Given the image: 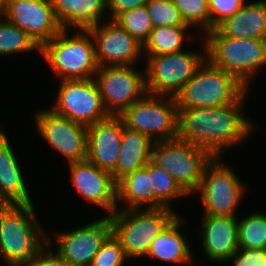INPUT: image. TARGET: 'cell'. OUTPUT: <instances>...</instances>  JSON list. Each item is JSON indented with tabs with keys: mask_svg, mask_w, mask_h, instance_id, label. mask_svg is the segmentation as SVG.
Returning <instances> with one entry per match:
<instances>
[{
	"mask_svg": "<svg viewBox=\"0 0 266 266\" xmlns=\"http://www.w3.org/2000/svg\"><path fill=\"white\" fill-rule=\"evenodd\" d=\"M191 27H154L143 44V55L158 56L182 51Z\"/></svg>",
	"mask_w": 266,
	"mask_h": 266,
	"instance_id": "26",
	"label": "cell"
},
{
	"mask_svg": "<svg viewBox=\"0 0 266 266\" xmlns=\"http://www.w3.org/2000/svg\"><path fill=\"white\" fill-rule=\"evenodd\" d=\"M200 227L201 249L212 262L229 261L238 249L237 216L205 215Z\"/></svg>",
	"mask_w": 266,
	"mask_h": 266,
	"instance_id": "19",
	"label": "cell"
},
{
	"mask_svg": "<svg viewBox=\"0 0 266 266\" xmlns=\"http://www.w3.org/2000/svg\"><path fill=\"white\" fill-rule=\"evenodd\" d=\"M57 91L54 107L50 109L58 115L87 127L109 116L94 78L61 80Z\"/></svg>",
	"mask_w": 266,
	"mask_h": 266,
	"instance_id": "12",
	"label": "cell"
},
{
	"mask_svg": "<svg viewBox=\"0 0 266 266\" xmlns=\"http://www.w3.org/2000/svg\"><path fill=\"white\" fill-rule=\"evenodd\" d=\"M245 217L238 223V248L266 249V213L253 211Z\"/></svg>",
	"mask_w": 266,
	"mask_h": 266,
	"instance_id": "29",
	"label": "cell"
},
{
	"mask_svg": "<svg viewBox=\"0 0 266 266\" xmlns=\"http://www.w3.org/2000/svg\"><path fill=\"white\" fill-rule=\"evenodd\" d=\"M1 15L26 31L40 48L63 30L50 0H3Z\"/></svg>",
	"mask_w": 266,
	"mask_h": 266,
	"instance_id": "15",
	"label": "cell"
},
{
	"mask_svg": "<svg viewBox=\"0 0 266 266\" xmlns=\"http://www.w3.org/2000/svg\"><path fill=\"white\" fill-rule=\"evenodd\" d=\"M62 30L40 48L48 66L61 80L91 79L98 71L95 43L89 30Z\"/></svg>",
	"mask_w": 266,
	"mask_h": 266,
	"instance_id": "4",
	"label": "cell"
},
{
	"mask_svg": "<svg viewBox=\"0 0 266 266\" xmlns=\"http://www.w3.org/2000/svg\"><path fill=\"white\" fill-rule=\"evenodd\" d=\"M51 237L48 236V243L39 251L29 266H70L57 252L52 250Z\"/></svg>",
	"mask_w": 266,
	"mask_h": 266,
	"instance_id": "36",
	"label": "cell"
},
{
	"mask_svg": "<svg viewBox=\"0 0 266 266\" xmlns=\"http://www.w3.org/2000/svg\"><path fill=\"white\" fill-rule=\"evenodd\" d=\"M114 21L141 44H144L153 29L146 5L121 13Z\"/></svg>",
	"mask_w": 266,
	"mask_h": 266,
	"instance_id": "30",
	"label": "cell"
},
{
	"mask_svg": "<svg viewBox=\"0 0 266 266\" xmlns=\"http://www.w3.org/2000/svg\"><path fill=\"white\" fill-rule=\"evenodd\" d=\"M184 217L177 215L152 242L145 257L160 260L163 263L193 264V253L187 237L181 232Z\"/></svg>",
	"mask_w": 266,
	"mask_h": 266,
	"instance_id": "22",
	"label": "cell"
},
{
	"mask_svg": "<svg viewBox=\"0 0 266 266\" xmlns=\"http://www.w3.org/2000/svg\"><path fill=\"white\" fill-rule=\"evenodd\" d=\"M33 50H37L40 54V47L26 31L0 15V56L28 53Z\"/></svg>",
	"mask_w": 266,
	"mask_h": 266,
	"instance_id": "28",
	"label": "cell"
},
{
	"mask_svg": "<svg viewBox=\"0 0 266 266\" xmlns=\"http://www.w3.org/2000/svg\"><path fill=\"white\" fill-rule=\"evenodd\" d=\"M153 143L144 133L124 127L118 161L110 172L113 180L117 183L127 174L145 167L151 160Z\"/></svg>",
	"mask_w": 266,
	"mask_h": 266,
	"instance_id": "24",
	"label": "cell"
},
{
	"mask_svg": "<svg viewBox=\"0 0 266 266\" xmlns=\"http://www.w3.org/2000/svg\"><path fill=\"white\" fill-rule=\"evenodd\" d=\"M222 161V157H216L205 166L196 191L201 195L204 215L236 216L237 206L245 195L244 182Z\"/></svg>",
	"mask_w": 266,
	"mask_h": 266,
	"instance_id": "10",
	"label": "cell"
},
{
	"mask_svg": "<svg viewBox=\"0 0 266 266\" xmlns=\"http://www.w3.org/2000/svg\"><path fill=\"white\" fill-rule=\"evenodd\" d=\"M146 8L153 28L164 26L190 27L185 23L172 0H148Z\"/></svg>",
	"mask_w": 266,
	"mask_h": 266,
	"instance_id": "32",
	"label": "cell"
},
{
	"mask_svg": "<svg viewBox=\"0 0 266 266\" xmlns=\"http://www.w3.org/2000/svg\"><path fill=\"white\" fill-rule=\"evenodd\" d=\"M247 91L236 103L222 107L178 109V138L206 150L213 158L246 141L255 131L244 114Z\"/></svg>",
	"mask_w": 266,
	"mask_h": 266,
	"instance_id": "1",
	"label": "cell"
},
{
	"mask_svg": "<svg viewBox=\"0 0 266 266\" xmlns=\"http://www.w3.org/2000/svg\"><path fill=\"white\" fill-rule=\"evenodd\" d=\"M148 0H106V7L111 20L119 14L146 5Z\"/></svg>",
	"mask_w": 266,
	"mask_h": 266,
	"instance_id": "37",
	"label": "cell"
},
{
	"mask_svg": "<svg viewBox=\"0 0 266 266\" xmlns=\"http://www.w3.org/2000/svg\"><path fill=\"white\" fill-rule=\"evenodd\" d=\"M113 235L111 215L56 235L57 252L70 266H90L100 246Z\"/></svg>",
	"mask_w": 266,
	"mask_h": 266,
	"instance_id": "14",
	"label": "cell"
},
{
	"mask_svg": "<svg viewBox=\"0 0 266 266\" xmlns=\"http://www.w3.org/2000/svg\"><path fill=\"white\" fill-rule=\"evenodd\" d=\"M16 154L0 127V205L32 204Z\"/></svg>",
	"mask_w": 266,
	"mask_h": 266,
	"instance_id": "20",
	"label": "cell"
},
{
	"mask_svg": "<svg viewBox=\"0 0 266 266\" xmlns=\"http://www.w3.org/2000/svg\"><path fill=\"white\" fill-rule=\"evenodd\" d=\"M248 90L235 75L205 59L174 98L178 109L222 107L236 103Z\"/></svg>",
	"mask_w": 266,
	"mask_h": 266,
	"instance_id": "5",
	"label": "cell"
},
{
	"mask_svg": "<svg viewBox=\"0 0 266 266\" xmlns=\"http://www.w3.org/2000/svg\"><path fill=\"white\" fill-rule=\"evenodd\" d=\"M232 266H266V249H237L229 259Z\"/></svg>",
	"mask_w": 266,
	"mask_h": 266,
	"instance_id": "35",
	"label": "cell"
},
{
	"mask_svg": "<svg viewBox=\"0 0 266 266\" xmlns=\"http://www.w3.org/2000/svg\"><path fill=\"white\" fill-rule=\"evenodd\" d=\"M50 3L64 30H89L108 15L106 0H50Z\"/></svg>",
	"mask_w": 266,
	"mask_h": 266,
	"instance_id": "21",
	"label": "cell"
},
{
	"mask_svg": "<svg viewBox=\"0 0 266 266\" xmlns=\"http://www.w3.org/2000/svg\"><path fill=\"white\" fill-rule=\"evenodd\" d=\"M173 209H117L111 214L113 235L129 259L142 258L159 233L177 216Z\"/></svg>",
	"mask_w": 266,
	"mask_h": 266,
	"instance_id": "6",
	"label": "cell"
},
{
	"mask_svg": "<svg viewBox=\"0 0 266 266\" xmlns=\"http://www.w3.org/2000/svg\"><path fill=\"white\" fill-rule=\"evenodd\" d=\"M134 66H103L94 75L104 109L109 115L119 116L147 93L145 69L139 72Z\"/></svg>",
	"mask_w": 266,
	"mask_h": 266,
	"instance_id": "11",
	"label": "cell"
},
{
	"mask_svg": "<svg viewBox=\"0 0 266 266\" xmlns=\"http://www.w3.org/2000/svg\"><path fill=\"white\" fill-rule=\"evenodd\" d=\"M70 180L78 194L86 202L114 213L117 202V183L109 171L98 168L88 160L69 163ZM119 204V205H118Z\"/></svg>",
	"mask_w": 266,
	"mask_h": 266,
	"instance_id": "17",
	"label": "cell"
},
{
	"mask_svg": "<svg viewBox=\"0 0 266 266\" xmlns=\"http://www.w3.org/2000/svg\"><path fill=\"white\" fill-rule=\"evenodd\" d=\"M117 201L125 204L124 207L117 209H155L149 163L117 182Z\"/></svg>",
	"mask_w": 266,
	"mask_h": 266,
	"instance_id": "25",
	"label": "cell"
},
{
	"mask_svg": "<svg viewBox=\"0 0 266 266\" xmlns=\"http://www.w3.org/2000/svg\"><path fill=\"white\" fill-rule=\"evenodd\" d=\"M2 3H3V0H0V15L2 13Z\"/></svg>",
	"mask_w": 266,
	"mask_h": 266,
	"instance_id": "38",
	"label": "cell"
},
{
	"mask_svg": "<svg viewBox=\"0 0 266 266\" xmlns=\"http://www.w3.org/2000/svg\"><path fill=\"white\" fill-rule=\"evenodd\" d=\"M206 59L214 66L235 75L246 87L266 65V38L235 39L217 28L204 34Z\"/></svg>",
	"mask_w": 266,
	"mask_h": 266,
	"instance_id": "3",
	"label": "cell"
},
{
	"mask_svg": "<svg viewBox=\"0 0 266 266\" xmlns=\"http://www.w3.org/2000/svg\"><path fill=\"white\" fill-rule=\"evenodd\" d=\"M210 30L216 28L226 18L233 16L246 3L245 0H208Z\"/></svg>",
	"mask_w": 266,
	"mask_h": 266,
	"instance_id": "34",
	"label": "cell"
},
{
	"mask_svg": "<svg viewBox=\"0 0 266 266\" xmlns=\"http://www.w3.org/2000/svg\"><path fill=\"white\" fill-rule=\"evenodd\" d=\"M149 175H152L155 209L162 207L173 209L171 201L189 195L170 173L155 165L151 160L149 161Z\"/></svg>",
	"mask_w": 266,
	"mask_h": 266,
	"instance_id": "27",
	"label": "cell"
},
{
	"mask_svg": "<svg viewBox=\"0 0 266 266\" xmlns=\"http://www.w3.org/2000/svg\"><path fill=\"white\" fill-rule=\"evenodd\" d=\"M33 203L0 205V258L7 266H29L48 243Z\"/></svg>",
	"mask_w": 266,
	"mask_h": 266,
	"instance_id": "2",
	"label": "cell"
},
{
	"mask_svg": "<svg viewBox=\"0 0 266 266\" xmlns=\"http://www.w3.org/2000/svg\"><path fill=\"white\" fill-rule=\"evenodd\" d=\"M95 43L99 67L135 65L143 56V44L114 20L108 19L89 29Z\"/></svg>",
	"mask_w": 266,
	"mask_h": 266,
	"instance_id": "16",
	"label": "cell"
},
{
	"mask_svg": "<svg viewBox=\"0 0 266 266\" xmlns=\"http://www.w3.org/2000/svg\"><path fill=\"white\" fill-rule=\"evenodd\" d=\"M216 28L224 36L235 39L266 38V0L246 2L238 12Z\"/></svg>",
	"mask_w": 266,
	"mask_h": 266,
	"instance_id": "23",
	"label": "cell"
},
{
	"mask_svg": "<svg viewBox=\"0 0 266 266\" xmlns=\"http://www.w3.org/2000/svg\"><path fill=\"white\" fill-rule=\"evenodd\" d=\"M202 46V53L183 49L175 53L145 56L147 93L174 98L206 59L203 40Z\"/></svg>",
	"mask_w": 266,
	"mask_h": 266,
	"instance_id": "8",
	"label": "cell"
},
{
	"mask_svg": "<svg viewBox=\"0 0 266 266\" xmlns=\"http://www.w3.org/2000/svg\"><path fill=\"white\" fill-rule=\"evenodd\" d=\"M129 258L126 256L120 241L112 235L100 246L90 266H123Z\"/></svg>",
	"mask_w": 266,
	"mask_h": 266,
	"instance_id": "33",
	"label": "cell"
},
{
	"mask_svg": "<svg viewBox=\"0 0 266 266\" xmlns=\"http://www.w3.org/2000/svg\"><path fill=\"white\" fill-rule=\"evenodd\" d=\"M183 20L190 27L200 28L202 34L210 30L208 0H172ZM204 32V33H203Z\"/></svg>",
	"mask_w": 266,
	"mask_h": 266,
	"instance_id": "31",
	"label": "cell"
},
{
	"mask_svg": "<svg viewBox=\"0 0 266 266\" xmlns=\"http://www.w3.org/2000/svg\"><path fill=\"white\" fill-rule=\"evenodd\" d=\"M124 127L122 118L113 115L88 126L86 160L111 172L118 161Z\"/></svg>",
	"mask_w": 266,
	"mask_h": 266,
	"instance_id": "18",
	"label": "cell"
},
{
	"mask_svg": "<svg viewBox=\"0 0 266 266\" xmlns=\"http://www.w3.org/2000/svg\"><path fill=\"white\" fill-rule=\"evenodd\" d=\"M40 137L68 160V163L87 158L88 127L58 115L52 109H41L34 115Z\"/></svg>",
	"mask_w": 266,
	"mask_h": 266,
	"instance_id": "13",
	"label": "cell"
},
{
	"mask_svg": "<svg viewBox=\"0 0 266 266\" xmlns=\"http://www.w3.org/2000/svg\"><path fill=\"white\" fill-rule=\"evenodd\" d=\"M212 159L206 150L180 138L154 142L151 150V161L170 173L189 196L196 194Z\"/></svg>",
	"mask_w": 266,
	"mask_h": 266,
	"instance_id": "7",
	"label": "cell"
},
{
	"mask_svg": "<svg viewBox=\"0 0 266 266\" xmlns=\"http://www.w3.org/2000/svg\"><path fill=\"white\" fill-rule=\"evenodd\" d=\"M125 127L153 142L178 138L179 111L175 98L146 93L119 115Z\"/></svg>",
	"mask_w": 266,
	"mask_h": 266,
	"instance_id": "9",
	"label": "cell"
}]
</instances>
